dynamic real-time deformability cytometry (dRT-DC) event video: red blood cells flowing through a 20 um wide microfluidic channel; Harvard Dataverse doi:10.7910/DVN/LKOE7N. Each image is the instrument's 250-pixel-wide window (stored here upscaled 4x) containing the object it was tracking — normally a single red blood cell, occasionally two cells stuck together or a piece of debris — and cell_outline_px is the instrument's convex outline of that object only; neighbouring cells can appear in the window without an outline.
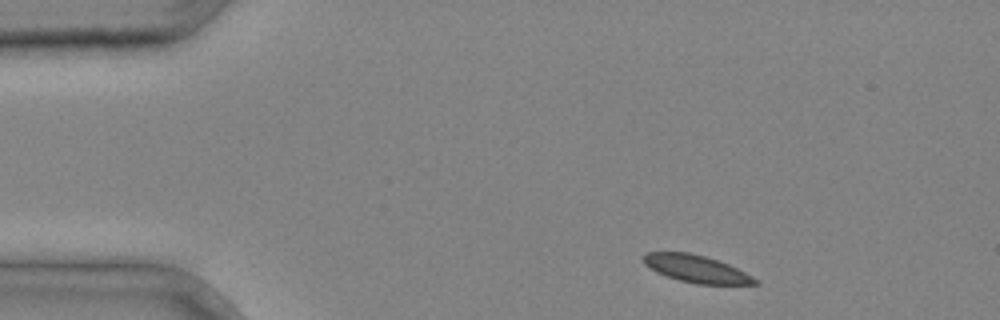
{"species": "common noctule bat (a hibernating species)", "species_latin": "Nyctalus noctula", "temperature_condition": "cold", "stored_images_in_passage": 3, "camera_frame_rate_fps": 3000, "um_per_image_px": 0.085, "animal": {"sex": "male", "body_mass_g": 20.4}, "frame": {"image": 1, "passage_image": 1, "time_ms": 0.0, "image_size_px": [1000, 320], "cell_outline_px": [[760, 284], [696, 284], [680, 280], [656, 272], [644, 264], [640, 256], [648, 252], [688, 252], [704, 256], [728, 264], [760, 280]], "centroid_in_image_um": [59.16, 22.84], "position_along_channel_um": 25.8, "area_um2": 17.69}}
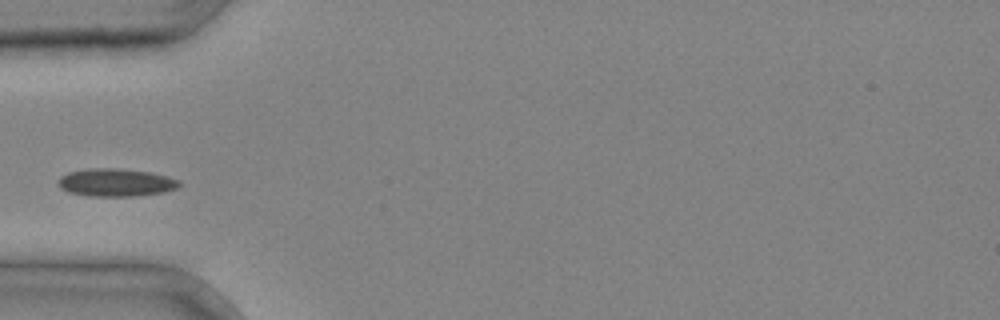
{"frame": {"image": 2, "passage_image": 3, "time_ms": 0.667, "image_size_px": [1000, 320], "cell_outline_px": [[180, 184], [176, 188], [164, 192], [132, 196], [88, 196], [68, 192], [60, 188], [60, 176], [68, 172], [88, 168], [116, 168], [148, 172], [168, 176], [180, 180]], "centroid_in_image_um": [9.84, 15.51], "position_along_channel_um": 75.2, "area_um2": 19.54}}